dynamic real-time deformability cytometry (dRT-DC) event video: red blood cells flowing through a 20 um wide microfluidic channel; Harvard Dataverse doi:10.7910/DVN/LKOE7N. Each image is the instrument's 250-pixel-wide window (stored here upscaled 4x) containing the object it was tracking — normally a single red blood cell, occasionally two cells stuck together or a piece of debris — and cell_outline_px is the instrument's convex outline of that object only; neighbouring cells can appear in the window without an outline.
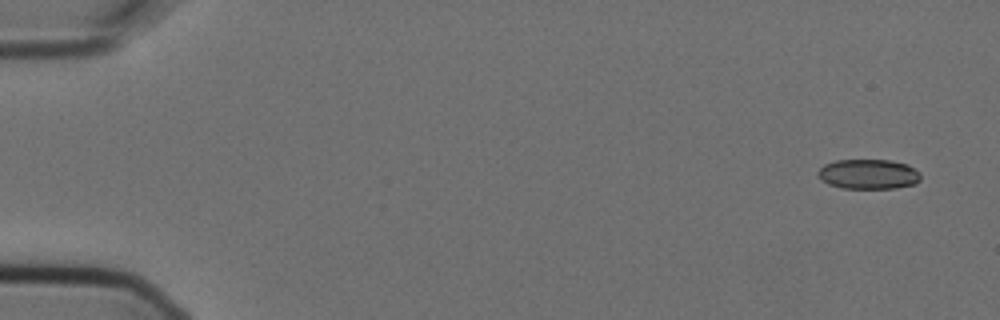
{"species": "Egyptian fruit bat (a non-hibernating species)", "species_latin": "Rousettus aegyptiacus", "temperature_condition": "cold", "stored_images_in_passage": 3, "camera_frame_rate_fps": 3000, "um_per_image_px": 0.085, "animal": {"sex": "female"}, "frame": {"image": 1, "passage_image": 1, "time_ms": 0.0, "image_size_px": [1000, 320], "cell_outline_px": [[920, 180], [916, 184], [896, 188], [840, 188], [828, 184], [820, 180], [816, 172], [824, 164], [836, 160], [892, 160], [908, 164], [920, 172]], "centroid_in_image_um": [73.81, 14.8], "position_along_channel_um": 11.2, "area_um2": 18.15}}